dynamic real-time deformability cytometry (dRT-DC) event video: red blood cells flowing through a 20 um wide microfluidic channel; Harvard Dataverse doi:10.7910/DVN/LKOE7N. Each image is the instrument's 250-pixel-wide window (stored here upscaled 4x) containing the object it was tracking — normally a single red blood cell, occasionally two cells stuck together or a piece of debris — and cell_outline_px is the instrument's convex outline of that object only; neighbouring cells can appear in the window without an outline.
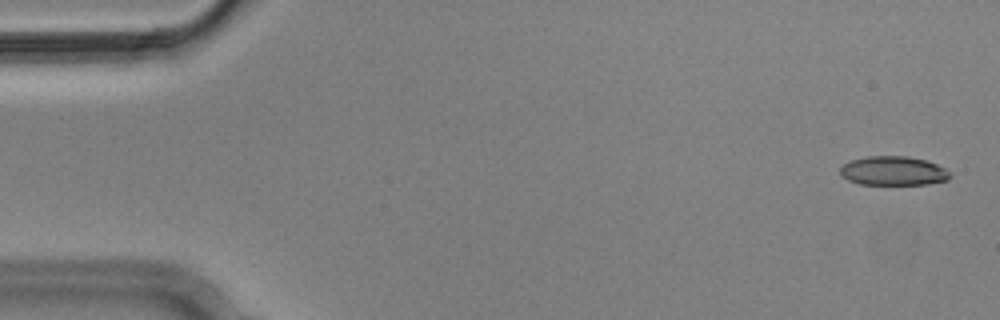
{"species": "Egyptian fruit bat (a non-hibernating species)", "species_latin": "Rousettus aegyptiacus", "temperature_condition": "cold", "stored_images_in_passage": 5, "camera_frame_rate_fps": 3000, "um_per_image_px": 0.085, "animal": {"sex": "male"}, "frame": {"image": 1, "passage_image": 1, "time_ms": 0.0, "image_size_px": [1000, 320], "cell_outline_px": [[952, 176], [948, 180], [928, 184], [860, 184], [848, 180], [840, 172], [840, 168], [844, 164], [852, 160], [868, 156], [908, 156], [928, 160], [944, 168]], "centroid_in_image_um": [75.96, 14.52], "position_along_channel_um": 9.0, "area_um2": 18.55}}